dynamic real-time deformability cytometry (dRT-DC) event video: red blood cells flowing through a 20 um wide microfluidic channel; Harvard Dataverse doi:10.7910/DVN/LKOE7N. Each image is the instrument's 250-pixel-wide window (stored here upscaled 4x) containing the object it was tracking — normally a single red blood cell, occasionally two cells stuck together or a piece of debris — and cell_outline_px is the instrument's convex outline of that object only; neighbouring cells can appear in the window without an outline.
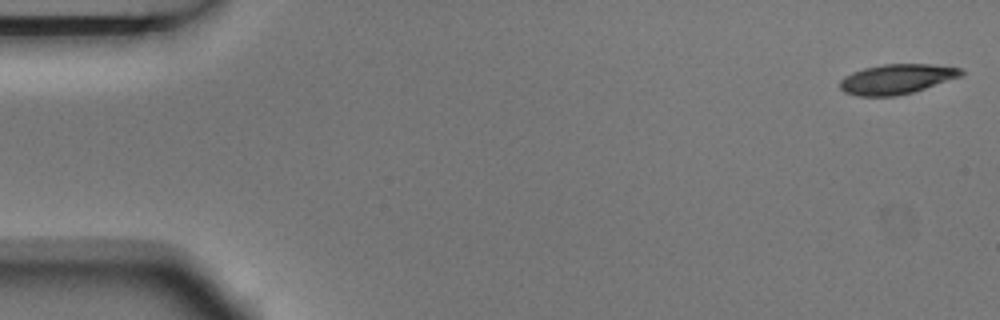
{"species": "Egyptian fruit bat (a non-hibernating species)", "species_latin": "Rousettus aegyptiacus", "temperature_condition": "room temperature", "stored_images_in_passage": 5, "camera_frame_rate_fps": 3000, "um_per_image_px": 0.085, "animal": {"sex": "male"}, "frame": {"image": 1, "passage_image": 1, "time_ms": 0.0, "image_size_px": [1000, 320], "cell_outline_px": [[964, 72], [960, 76], [912, 92], [896, 96], [856, 96], [844, 92], [840, 88], [840, 80], [844, 76], [852, 72], [864, 68], [884, 64], [928, 64], [960, 68]], "centroid_in_image_um": [76.15, 6.72], "position_along_channel_um": 8.8, "area_um2": 20.87}}
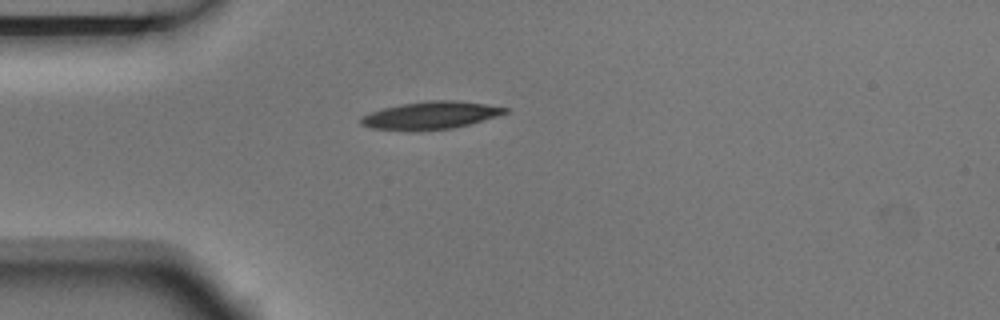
{"frame": {"image": 2, "passage_image": 4, "time_ms": 1.0, "image_size_px": [1000, 320], "cell_outline_px": [[508, 112], [496, 116], [468, 124], [452, 128], [416, 132], [408, 132], [372, 128], [360, 124], [360, 116], [384, 108], [404, 104], [428, 100], [452, 100], [484, 104], [508, 108]], "centroid_in_image_um": [36.54, 9.83], "position_along_channel_um": 48.5, "area_um2": 23.18}}